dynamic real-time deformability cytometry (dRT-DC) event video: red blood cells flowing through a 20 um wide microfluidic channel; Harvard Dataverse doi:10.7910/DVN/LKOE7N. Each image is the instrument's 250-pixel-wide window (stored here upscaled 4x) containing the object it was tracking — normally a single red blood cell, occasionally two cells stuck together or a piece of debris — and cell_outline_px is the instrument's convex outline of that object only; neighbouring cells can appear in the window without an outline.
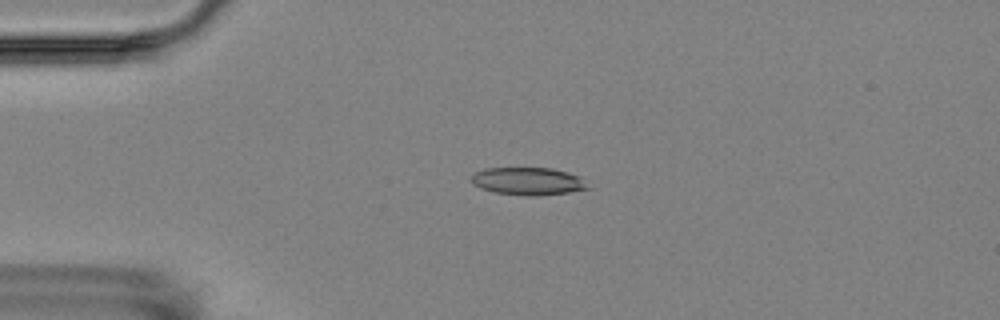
{"species": "Egyptian fruit bat (a non-hibernating species)", "species_latin": "Rousettus aegyptiacus", "temperature_condition": "room temperature", "stored_images_in_passage": 3, "camera_frame_rate_fps": 3000, "um_per_image_px": 0.085, "animal": {"sex": "female"}, "frame": {"image": 1, "passage_image": 2, "time_ms": 1.333, "image_size_px": [1000, 320], "cell_outline_px": [[588, 188], [568, 192], [536, 196], [528, 196], [496, 192], [480, 188], [472, 184], [472, 176], [476, 172], [484, 168], [552, 168], [568, 172], [580, 176]], "centroid_in_image_um": [44.85, 15.39], "position_along_channel_um": 40.1, "area_um2": 18.55}}